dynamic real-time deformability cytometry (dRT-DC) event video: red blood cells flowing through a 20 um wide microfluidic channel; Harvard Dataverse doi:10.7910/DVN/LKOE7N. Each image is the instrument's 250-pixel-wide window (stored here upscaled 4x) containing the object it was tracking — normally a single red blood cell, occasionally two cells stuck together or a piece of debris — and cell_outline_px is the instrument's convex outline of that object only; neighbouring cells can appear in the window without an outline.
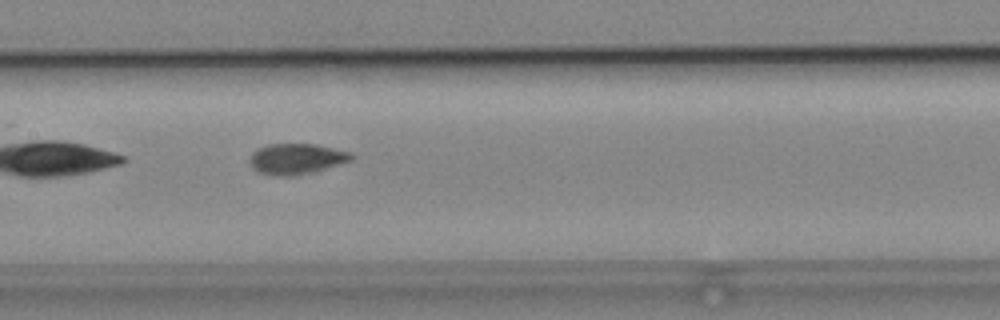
{"species": "common noctule bat (a hibernating species)", "species_latin": "Nyctalus noctula", "temperature_condition": "cold", "stored_images_in_passage": 37, "camera_frame_rate_fps": 3000, "um_per_image_px": 0.085, "animal": {"sex": "male", "body_mass_g": 19.2, "forearm_length_mm": 51.8}, "frame": {"image": 1, "passage_image": 11, "time_ms": 3.333, "image_size_px": [1000, 320], "cell_outline_px": [[356, 156], [352, 160], [308, 172], [292, 176], [272, 176], [256, 172], [252, 168], [248, 160], [252, 152], [268, 144], [316, 144], [352, 152]], "centroid_in_image_um": [25.15, 13.49], "position_along_channel_um": 182.2, "area_um2": 18.15}, "authors_computed_cell_mechanics": {"area_um2": 17.9758, "velocity_mm_per_s": 3.8885, "shape_relaxation_time_tau1_ms": null, "shape_relaxation_time_tau2_ms": 0.9673, "deformation_change_tau1": null, "deformation_change_tau2": 0.0436}}